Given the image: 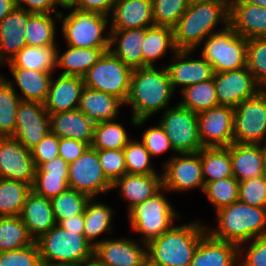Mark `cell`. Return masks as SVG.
Segmentation results:
<instances>
[{
    "label": "cell",
    "mask_w": 266,
    "mask_h": 266,
    "mask_svg": "<svg viewBox=\"0 0 266 266\" xmlns=\"http://www.w3.org/2000/svg\"><path fill=\"white\" fill-rule=\"evenodd\" d=\"M13 88L0 75V137H12L16 126V113L21 99Z\"/></svg>",
    "instance_id": "cell-40"
},
{
    "label": "cell",
    "mask_w": 266,
    "mask_h": 266,
    "mask_svg": "<svg viewBox=\"0 0 266 266\" xmlns=\"http://www.w3.org/2000/svg\"><path fill=\"white\" fill-rule=\"evenodd\" d=\"M26 4V7L24 6ZM16 6L30 13L36 14H54L59 18L61 12H57V6L54 0H16Z\"/></svg>",
    "instance_id": "cell-56"
},
{
    "label": "cell",
    "mask_w": 266,
    "mask_h": 266,
    "mask_svg": "<svg viewBox=\"0 0 266 266\" xmlns=\"http://www.w3.org/2000/svg\"><path fill=\"white\" fill-rule=\"evenodd\" d=\"M68 187L97 198L100 193L112 190V183L105 176L97 155L91 146L77 160L69 163Z\"/></svg>",
    "instance_id": "cell-12"
},
{
    "label": "cell",
    "mask_w": 266,
    "mask_h": 266,
    "mask_svg": "<svg viewBox=\"0 0 266 266\" xmlns=\"http://www.w3.org/2000/svg\"><path fill=\"white\" fill-rule=\"evenodd\" d=\"M114 3L115 0H77L73 8L81 11L101 13L110 17Z\"/></svg>",
    "instance_id": "cell-58"
},
{
    "label": "cell",
    "mask_w": 266,
    "mask_h": 266,
    "mask_svg": "<svg viewBox=\"0 0 266 266\" xmlns=\"http://www.w3.org/2000/svg\"><path fill=\"white\" fill-rule=\"evenodd\" d=\"M164 190L162 187L152 197L128 211L131 228L142 234L141 241L146 244L169 230L174 225V219L180 218L163 194Z\"/></svg>",
    "instance_id": "cell-6"
},
{
    "label": "cell",
    "mask_w": 266,
    "mask_h": 266,
    "mask_svg": "<svg viewBox=\"0 0 266 266\" xmlns=\"http://www.w3.org/2000/svg\"><path fill=\"white\" fill-rule=\"evenodd\" d=\"M90 147L89 144L71 138H59V157L67 163L77 160Z\"/></svg>",
    "instance_id": "cell-55"
},
{
    "label": "cell",
    "mask_w": 266,
    "mask_h": 266,
    "mask_svg": "<svg viewBox=\"0 0 266 266\" xmlns=\"http://www.w3.org/2000/svg\"><path fill=\"white\" fill-rule=\"evenodd\" d=\"M233 176L240 182L264 174L262 155L258 144L232 143L229 146Z\"/></svg>",
    "instance_id": "cell-30"
},
{
    "label": "cell",
    "mask_w": 266,
    "mask_h": 266,
    "mask_svg": "<svg viewBox=\"0 0 266 266\" xmlns=\"http://www.w3.org/2000/svg\"><path fill=\"white\" fill-rule=\"evenodd\" d=\"M258 145H259V149H260V152L262 155L264 174L266 175V144H264V146H263L262 142H259ZM261 145H262V147H261Z\"/></svg>",
    "instance_id": "cell-63"
},
{
    "label": "cell",
    "mask_w": 266,
    "mask_h": 266,
    "mask_svg": "<svg viewBox=\"0 0 266 266\" xmlns=\"http://www.w3.org/2000/svg\"><path fill=\"white\" fill-rule=\"evenodd\" d=\"M240 2L266 7V0H239Z\"/></svg>",
    "instance_id": "cell-65"
},
{
    "label": "cell",
    "mask_w": 266,
    "mask_h": 266,
    "mask_svg": "<svg viewBox=\"0 0 266 266\" xmlns=\"http://www.w3.org/2000/svg\"><path fill=\"white\" fill-rule=\"evenodd\" d=\"M109 30L154 26L152 0H115Z\"/></svg>",
    "instance_id": "cell-22"
},
{
    "label": "cell",
    "mask_w": 266,
    "mask_h": 266,
    "mask_svg": "<svg viewBox=\"0 0 266 266\" xmlns=\"http://www.w3.org/2000/svg\"><path fill=\"white\" fill-rule=\"evenodd\" d=\"M34 242L19 216L0 217V252L25 248Z\"/></svg>",
    "instance_id": "cell-39"
},
{
    "label": "cell",
    "mask_w": 266,
    "mask_h": 266,
    "mask_svg": "<svg viewBox=\"0 0 266 266\" xmlns=\"http://www.w3.org/2000/svg\"><path fill=\"white\" fill-rule=\"evenodd\" d=\"M201 56L214 72H227L246 67L248 40L238 35L229 25L205 39Z\"/></svg>",
    "instance_id": "cell-8"
},
{
    "label": "cell",
    "mask_w": 266,
    "mask_h": 266,
    "mask_svg": "<svg viewBox=\"0 0 266 266\" xmlns=\"http://www.w3.org/2000/svg\"><path fill=\"white\" fill-rule=\"evenodd\" d=\"M192 52L177 50L173 55L174 63L165 66L174 92L178 87H183L182 90L195 83L213 78L212 65L202 56L198 59L188 58Z\"/></svg>",
    "instance_id": "cell-19"
},
{
    "label": "cell",
    "mask_w": 266,
    "mask_h": 266,
    "mask_svg": "<svg viewBox=\"0 0 266 266\" xmlns=\"http://www.w3.org/2000/svg\"><path fill=\"white\" fill-rule=\"evenodd\" d=\"M203 147H228L233 143L234 108L218 105L197 113Z\"/></svg>",
    "instance_id": "cell-15"
},
{
    "label": "cell",
    "mask_w": 266,
    "mask_h": 266,
    "mask_svg": "<svg viewBox=\"0 0 266 266\" xmlns=\"http://www.w3.org/2000/svg\"><path fill=\"white\" fill-rule=\"evenodd\" d=\"M229 26L247 40L266 37V7L229 0Z\"/></svg>",
    "instance_id": "cell-20"
},
{
    "label": "cell",
    "mask_w": 266,
    "mask_h": 266,
    "mask_svg": "<svg viewBox=\"0 0 266 266\" xmlns=\"http://www.w3.org/2000/svg\"><path fill=\"white\" fill-rule=\"evenodd\" d=\"M112 121L96 123L94 127V137L91 144L97 150H123L130 141L125 128Z\"/></svg>",
    "instance_id": "cell-42"
},
{
    "label": "cell",
    "mask_w": 266,
    "mask_h": 266,
    "mask_svg": "<svg viewBox=\"0 0 266 266\" xmlns=\"http://www.w3.org/2000/svg\"><path fill=\"white\" fill-rule=\"evenodd\" d=\"M83 78L60 74L57 79L51 78L44 108L49 114L76 110L82 90Z\"/></svg>",
    "instance_id": "cell-21"
},
{
    "label": "cell",
    "mask_w": 266,
    "mask_h": 266,
    "mask_svg": "<svg viewBox=\"0 0 266 266\" xmlns=\"http://www.w3.org/2000/svg\"><path fill=\"white\" fill-rule=\"evenodd\" d=\"M181 94L182 101L178 104L196 114L219 105L213 78L188 86Z\"/></svg>",
    "instance_id": "cell-37"
},
{
    "label": "cell",
    "mask_w": 266,
    "mask_h": 266,
    "mask_svg": "<svg viewBox=\"0 0 266 266\" xmlns=\"http://www.w3.org/2000/svg\"><path fill=\"white\" fill-rule=\"evenodd\" d=\"M58 225L68 231L77 232L84 235V214L69 217L61 220Z\"/></svg>",
    "instance_id": "cell-59"
},
{
    "label": "cell",
    "mask_w": 266,
    "mask_h": 266,
    "mask_svg": "<svg viewBox=\"0 0 266 266\" xmlns=\"http://www.w3.org/2000/svg\"><path fill=\"white\" fill-rule=\"evenodd\" d=\"M57 45L24 46L7 62L10 68H24L53 73L56 67Z\"/></svg>",
    "instance_id": "cell-32"
},
{
    "label": "cell",
    "mask_w": 266,
    "mask_h": 266,
    "mask_svg": "<svg viewBox=\"0 0 266 266\" xmlns=\"http://www.w3.org/2000/svg\"><path fill=\"white\" fill-rule=\"evenodd\" d=\"M32 160L35 168L40 164L59 157V138L49 132L32 150Z\"/></svg>",
    "instance_id": "cell-53"
},
{
    "label": "cell",
    "mask_w": 266,
    "mask_h": 266,
    "mask_svg": "<svg viewBox=\"0 0 266 266\" xmlns=\"http://www.w3.org/2000/svg\"><path fill=\"white\" fill-rule=\"evenodd\" d=\"M35 169L31 150L13 137H0V178L18 180L32 186Z\"/></svg>",
    "instance_id": "cell-17"
},
{
    "label": "cell",
    "mask_w": 266,
    "mask_h": 266,
    "mask_svg": "<svg viewBox=\"0 0 266 266\" xmlns=\"http://www.w3.org/2000/svg\"><path fill=\"white\" fill-rule=\"evenodd\" d=\"M10 71L16 84H14L13 80L11 81L5 77L4 79L13 88L15 85H18L21 92V95L18 93V96L22 101L44 103L48 94L52 73L24 68H10Z\"/></svg>",
    "instance_id": "cell-31"
},
{
    "label": "cell",
    "mask_w": 266,
    "mask_h": 266,
    "mask_svg": "<svg viewBox=\"0 0 266 266\" xmlns=\"http://www.w3.org/2000/svg\"><path fill=\"white\" fill-rule=\"evenodd\" d=\"M114 188H120L121 196L129 203V211L162 188V175L126 173L112 184V190Z\"/></svg>",
    "instance_id": "cell-28"
},
{
    "label": "cell",
    "mask_w": 266,
    "mask_h": 266,
    "mask_svg": "<svg viewBox=\"0 0 266 266\" xmlns=\"http://www.w3.org/2000/svg\"><path fill=\"white\" fill-rule=\"evenodd\" d=\"M71 12L64 17L59 14L62 21V31L67 46L76 48H109V32L103 33L108 26L110 18L96 12L81 11L71 8Z\"/></svg>",
    "instance_id": "cell-7"
},
{
    "label": "cell",
    "mask_w": 266,
    "mask_h": 266,
    "mask_svg": "<svg viewBox=\"0 0 266 266\" xmlns=\"http://www.w3.org/2000/svg\"><path fill=\"white\" fill-rule=\"evenodd\" d=\"M199 155L205 184L233 176L229 146L203 147Z\"/></svg>",
    "instance_id": "cell-36"
},
{
    "label": "cell",
    "mask_w": 266,
    "mask_h": 266,
    "mask_svg": "<svg viewBox=\"0 0 266 266\" xmlns=\"http://www.w3.org/2000/svg\"><path fill=\"white\" fill-rule=\"evenodd\" d=\"M213 0H189V3H198V2H210Z\"/></svg>",
    "instance_id": "cell-66"
},
{
    "label": "cell",
    "mask_w": 266,
    "mask_h": 266,
    "mask_svg": "<svg viewBox=\"0 0 266 266\" xmlns=\"http://www.w3.org/2000/svg\"><path fill=\"white\" fill-rule=\"evenodd\" d=\"M97 155L105 176L112 184L127 173L123 150H97Z\"/></svg>",
    "instance_id": "cell-50"
},
{
    "label": "cell",
    "mask_w": 266,
    "mask_h": 266,
    "mask_svg": "<svg viewBox=\"0 0 266 266\" xmlns=\"http://www.w3.org/2000/svg\"><path fill=\"white\" fill-rule=\"evenodd\" d=\"M131 73L130 67L106 51L82 78L85 87L116 96L125 102L129 95Z\"/></svg>",
    "instance_id": "cell-9"
},
{
    "label": "cell",
    "mask_w": 266,
    "mask_h": 266,
    "mask_svg": "<svg viewBox=\"0 0 266 266\" xmlns=\"http://www.w3.org/2000/svg\"><path fill=\"white\" fill-rule=\"evenodd\" d=\"M179 155L164 161L165 167H163L164 171L161 174L162 187L170 192L188 191L195 187H199L203 191L205 181L199 151L179 153Z\"/></svg>",
    "instance_id": "cell-13"
},
{
    "label": "cell",
    "mask_w": 266,
    "mask_h": 266,
    "mask_svg": "<svg viewBox=\"0 0 266 266\" xmlns=\"http://www.w3.org/2000/svg\"><path fill=\"white\" fill-rule=\"evenodd\" d=\"M207 233L201 221L172 226L149 241L147 256L160 266H190L199 240Z\"/></svg>",
    "instance_id": "cell-4"
},
{
    "label": "cell",
    "mask_w": 266,
    "mask_h": 266,
    "mask_svg": "<svg viewBox=\"0 0 266 266\" xmlns=\"http://www.w3.org/2000/svg\"><path fill=\"white\" fill-rule=\"evenodd\" d=\"M56 21L51 14L32 13L25 27L27 46L56 45Z\"/></svg>",
    "instance_id": "cell-41"
},
{
    "label": "cell",
    "mask_w": 266,
    "mask_h": 266,
    "mask_svg": "<svg viewBox=\"0 0 266 266\" xmlns=\"http://www.w3.org/2000/svg\"><path fill=\"white\" fill-rule=\"evenodd\" d=\"M213 81L218 104L232 108L243 100L254 97L262 90L247 67L227 72H214Z\"/></svg>",
    "instance_id": "cell-16"
},
{
    "label": "cell",
    "mask_w": 266,
    "mask_h": 266,
    "mask_svg": "<svg viewBox=\"0 0 266 266\" xmlns=\"http://www.w3.org/2000/svg\"><path fill=\"white\" fill-rule=\"evenodd\" d=\"M114 210L108 205L98 203L96 198H90L84 210V236L94 247L99 235L112 231L111 220Z\"/></svg>",
    "instance_id": "cell-35"
},
{
    "label": "cell",
    "mask_w": 266,
    "mask_h": 266,
    "mask_svg": "<svg viewBox=\"0 0 266 266\" xmlns=\"http://www.w3.org/2000/svg\"><path fill=\"white\" fill-rule=\"evenodd\" d=\"M246 67L256 83L266 89V37L248 40Z\"/></svg>",
    "instance_id": "cell-45"
},
{
    "label": "cell",
    "mask_w": 266,
    "mask_h": 266,
    "mask_svg": "<svg viewBox=\"0 0 266 266\" xmlns=\"http://www.w3.org/2000/svg\"><path fill=\"white\" fill-rule=\"evenodd\" d=\"M68 49L60 55L57 48L56 67H61L60 74L83 77L109 48H76Z\"/></svg>",
    "instance_id": "cell-33"
},
{
    "label": "cell",
    "mask_w": 266,
    "mask_h": 266,
    "mask_svg": "<svg viewBox=\"0 0 266 266\" xmlns=\"http://www.w3.org/2000/svg\"><path fill=\"white\" fill-rule=\"evenodd\" d=\"M238 200L253 207L266 208V175L240 181Z\"/></svg>",
    "instance_id": "cell-48"
},
{
    "label": "cell",
    "mask_w": 266,
    "mask_h": 266,
    "mask_svg": "<svg viewBox=\"0 0 266 266\" xmlns=\"http://www.w3.org/2000/svg\"><path fill=\"white\" fill-rule=\"evenodd\" d=\"M168 136L176 154L194 153L203 146L199 138L197 114L176 104L163 113L158 123Z\"/></svg>",
    "instance_id": "cell-11"
},
{
    "label": "cell",
    "mask_w": 266,
    "mask_h": 266,
    "mask_svg": "<svg viewBox=\"0 0 266 266\" xmlns=\"http://www.w3.org/2000/svg\"><path fill=\"white\" fill-rule=\"evenodd\" d=\"M50 132L49 113L41 102L20 101L12 136L32 150Z\"/></svg>",
    "instance_id": "cell-14"
},
{
    "label": "cell",
    "mask_w": 266,
    "mask_h": 266,
    "mask_svg": "<svg viewBox=\"0 0 266 266\" xmlns=\"http://www.w3.org/2000/svg\"><path fill=\"white\" fill-rule=\"evenodd\" d=\"M120 106L125 105L118 97L84 86L77 109L96 124L115 120Z\"/></svg>",
    "instance_id": "cell-29"
},
{
    "label": "cell",
    "mask_w": 266,
    "mask_h": 266,
    "mask_svg": "<svg viewBox=\"0 0 266 266\" xmlns=\"http://www.w3.org/2000/svg\"><path fill=\"white\" fill-rule=\"evenodd\" d=\"M35 243L42 265L76 266L93 257L94 247L84 235L68 231L58 224L41 235Z\"/></svg>",
    "instance_id": "cell-5"
},
{
    "label": "cell",
    "mask_w": 266,
    "mask_h": 266,
    "mask_svg": "<svg viewBox=\"0 0 266 266\" xmlns=\"http://www.w3.org/2000/svg\"><path fill=\"white\" fill-rule=\"evenodd\" d=\"M216 215L218 225L211 229L206 227L207 233L214 239L238 245L239 253L243 252L245 242L266 233V208L237 200L216 211Z\"/></svg>",
    "instance_id": "cell-3"
},
{
    "label": "cell",
    "mask_w": 266,
    "mask_h": 266,
    "mask_svg": "<svg viewBox=\"0 0 266 266\" xmlns=\"http://www.w3.org/2000/svg\"><path fill=\"white\" fill-rule=\"evenodd\" d=\"M31 14L16 7L0 21V58L5 64L26 46L24 32Z\"/></svg>",
    "instance_id": "cell-24"
},
{
    "label": "cell",
    "mask_w": 266,
    "mask_h": 266,
    "mask_svg": "<svg viewBox=\"0 0 266 266\" xmlns=\"http://www.w3.org/2000/svg\"><path fill=\"white\" fill-rule=\"evenodd\" d=\"M141 142L144 144L151 157L166 153L169 149H172V151L176 153L173 150L164 129L159 124L157 126L147 128L142 135Z\"/></svg>",
    "instance_id": "cell-51"
},
{
    "label": "cell",
    "mask_w": 266,
    "mask_h": 266,
    "mask_svg": "<svg viewBox=\"0 0 266 266\" xmlns=\"http://www.w3.org/2000/svg\"><path fill=\"white\" fill-rule=\"evenodd\" d=\"M145 33L146 28L109 30V51L132 70L142 68Z\"/></svg>",
    "instance_id": "cell-25"
},
{
    "label": "cell",
    "mask_w": 266,
    "mask_h": 266,
    "mask_svg": "<svg viewBox=\"0 0 266 266\" xmlns=\"http://www.w3.org/2000/svg\"><path fill=\"white\" fill-rule=\"evenodd\" d=\"M239 246L206 233L198 243L190 266H239Z\"/></svg>",
    "instance_id": "cell-23"
},
{
    "label": "cell",
    "mask_w": 266,
    "mask_h": 266,
    "mask_svg": "<svg viewBox=\"0 0 266 266\" xmlns=\"http://www.w3.org/2000/svg\"><path fill=\"white\" fill-rule=\"evenodd\" d=\"M90 197L73 188H67L62 193L50 199L54 218L58 224L61 220L84 214Z\"/></svg>",
    "instance_id": "cell-43"
},
{
    "label": "cell",
    "mask_w": 266,
    "mask_h": 266,
    "mask_svg": "<svg viewBox=\"0 0 266 266\" xmlns=\"http://www.w3.org/2000/svg\"><path fill=\"white\" fill-rule=\"evenodd\" d=\"M30 191L25 182L0 178V217L19 216Z\"/></svg>",
    "instance_id": "cell-38"
},
{
    "label": "cell",
    "mask_w": 266,
    "mask_h": 266,
    "mask_svg": "<svg viewBox=\"0 0 266 266\" xmlns=\"http://www.w3.org/2000/svg\"><path fill=\"white\" fill-rule=\"evenodd\" d=\"M173 92L166 68L146 66L132 70L129 95L124 102L133 108L132 125L140 126L154 113L166 110Z\"/></svg>",
    "instance_id": "cell-1"
},
{
    "label": "cell",
    "mask_w": 266,
    "mask_h": 266,
    "mask_svg": "<svg viewBox=\"0 0 266 266\" xmlns=\"http://www.w3.org/2000/svg\"><path fill=\"white\" fill-rule=\"evenodd\" d=\"M229 25V0L189 3L185 13L173 27L177 50L194 51L205 39L216 33L218 23Z\"/></svg>",
    "instance_id": "cell-2"
},
{
    "label": "cell",
    "mask_w": 266,
    "mask_h": 266,
    "mask_svg": "<svg viewBox=\"0 0 266 266\" xmlns=\"http://www.w3.org/2000/svg\"><path fill=\"white\" fill-rule=\"evenodd\" d=\"M189 0H152L154 25L174 27L188 8Z\"/></svg>",
    "instance_id": "cell-47"
},
{
    "label": "cell",
    "mask_w": 266,
    "mask_h": 266,
    "mask_svg": "<svg viewBox=\"0 0 266 266\" xmlns=\"http://www.w3.org/2000/svg\"><path fill=\"white\" fill-rule=\"evenodd\" d=\"M42 266H65V265H42Z\"/></svg>",
    "instance_id": "cell-68"
},
{
    "label": "cell",
    "mask_w": 266,
    "mask_h": 266,
    "mask_svg": "<svg viewBox=\"0 0 266 266\" xmlns=\"http://www.w3.org/2000/svg\"><path fill=\"white\" fill-rule=\"evenodd\" d=\"M129 174H158L151 165V155L141 141L130 140L123 148Z\"/></svg>",
    "instance_id": "cell-46"
},
{
    "label": "cell",
    "mask_w": 266,
    "mask_h": 266,
    "mask_svg": "<svg viewBox=\"0 0 266 266\" xmlns=\"http://www.w3.org/2000/svg\"><path fill=\"white\" fill-rule=\"evenodd\" d=\"M174 54L177 48L174 43V30L169 26L154 25L146 28L142 44L143 67L155 66L154 61L166 56L167 49Z\"/></svg>",
    "instance_id": "cell-34"
},
{
    "label": "cell",
    "mask_w": 266,
    "mask_h": 266,
    "mask_svg": "<svg viewBox=\"0 0 266 266\" xmlns=\"http://www.w3.org/2000/svg\"><path fill=\"white\" fill-rule=\"evenodd\" d=\"M76 266H103L94 256L86 260L80 264H77Z\"/></svg>",
    "instance_id": "cell-62"
},
{
    "label": "cell",
    "mask_w": 266,
    "mask_h": 266,
    "mask_svg": "<svg viewBox=\"0 0 266 266\" xmlns=\"http://www.w3.org/2000/svg\"><path fill=\"white\" fill-rule=\"evenodd\" d=\"M140 266H160L157 262L153 261L149 256H146Z\"/></svg>",
    "instance_id": "cell-64"
},
{
    "label": "cell",
    "mask_w": 266,
    "mask_h": 266,
    "mask_svg": "<svg viewBox=\"0 0 266 266\" xmlns=\"http://www.w3.org/2000/svg\"><path fill=\"white\" fill-rule=\"evenodd\" d=\"M251 241L253 242H251L248 249L245 250L246 252H244L245 256L242 253L244 258L239 253L238 261H241V265L239 263V266H266V233Z\"/></svg>",
    "instance_id": "cell-54"
},
{
    "label": "cell",
    "mask_w": 266,
    "mask_h": 266,
    "mask_svg": "<svg viewBox=\"0 0 266 266\" xmlns=\"http://www.w3.org/2000/svg\"><path fill=\"white\" fill-rule=\"evenodd\" d=\"M266 138V89L234 108L233 142L258 144Z\"/></svg>",
    "instance_id": "cell-10"
},
{
    "label": "cell",
    "mask_w": 266,
    "mask_h": 266,
    "mask_svg": "<svg viewBox=\"0 0 266 266\" xmlns=\"http://www.w3.org/2000/svg\"><path fill=\"white\" fill-rule=\"evenodd\" d=\"M238 190L239 181L232 176L206 183L203 192L218 211L238 200Z\"/></svg>",
    "instance_id": "cell-44"
},
{
    "label": "cell",
    "mask_w": 266,
    "mask_h": 266,
    "mask_svg": "<svg viewBox=\"0 0 266 266\" xmlns=\"http://www.w3.org/2000/svg\"><path fill=\"white\" fill-rule=\"evenodd\" d=\"M50 132L58 138H71L91 146L95 123L80 110L49 114Z\"/></svg>",
    "instance_id": "cell-26"
},
{
    "label": "cell",
    "mask_w": 266,
    "mask_h": 266,
    "mask_svg": "<svg viewBox=\"0 0 266 266\" xmlns=\"http://www.w3.org/2000/svg\"><path fill=\"white\" fill-rule=\"evenodd\" d=\"M69 163L62 157L54 158L53 160L40 164L35 169V174H47V177L68 178Z\"/></svg>",
    "instance_id": "cell-57"
},
{
    "label": "cell",
    "mask_w": 266,
    "mask_h": 266,
    "mask_svg": "<svg viewBox=\"0 0 266 266\" xmlns=\"http://www.w3.org/2000/svg\"><path fill=\"white\" fill-rule=\"evenodd\" d=\"M19 217L34 241L57 224L50 199L37 195L32 190L26 197Z\"/></svg>",
    "instance_id": "cell-27"
},
{
    "label": "cell",
    "mask_w": 266,
    "mask_h": 266,
    "mask_svg": "<svg viewBox=\"0 0 266 266\" xmlns=\"http://www.w3.org/2000/svg\"><path fill=\"white\" fill-rule=\"evenodd\" d=\"M55 5H60L65 9H71L76 4L77 0H54Z\"/></svg>",
    "instance_id": "cell-61"
},
{
    "label": "cell",
    "mask_w": 266,
    "mask_h": 266,
    "mask_svg": "<svg viewBox=\"0 0 266 266\" xmlns=\"http://www.w3.org/2000/svg\"><path fill=\"white\" fill-rule=\"evenodd\" d=\"M0 266H42L36 243L25 248L0 252Z\"/></svg>",
    "instance_id": "cell-49"
},
{
    "label": "cell",
    "mask_w": 266,
    "mask_h": 266,
    "mask_svg": "<svg viewBox=\"0 0 266 266\" xmlns=\"http://www.w3.org/2000/svg\"><path fill=\"white\" fill-rule=\"evenodd\" d=\"M93 256L103 266H140L147 256V245L126 237L98 240Z\"/></svg>",
    "instance_id": "cell-18"
},
{
    "label": "cell",
    "mask_w": 266,
    "mask_h": 266,
    "mask_svg": "<svg viewBox=\"0 0 266 266\" xmlns=\"http://www.w3.org/2000/svg\"><path fill=\"white\" fill-rule=\"evenodd\" d=\"M16 0H0V21L16 8Z\"/></svg>",
    "instance_id": "cell-60"
},
{
    "label": "cell",
    "mask_w": 266,
    "mask_h": 266,
    "mask_svg": "<svg viewBox=\"0 0 266 266\" xmlns=\"http://www.w3.org/2000/svg\"><path fill=\"white\" fill-rule=\"evenodd\" d=\"M68 188V178L47 177V174H35L31 190L37 195L51 199Z\"/></svg>",
    "instance_id": "cell-52"
},
{
    "label": "cell",
    "mask_w": 266,
    "mask_h": 266,
    "mask_svg": "<svg viewBox=\"0 0 266 266\" xmlns=\"http://www.w3.org/2000/svg\"><path fill=\"white\" fill-rule=\"evenodd\" d=\"M0 65L6 66L5 62L0 58Z\"/></svg>",
    "instance_id": "cell-67"
}]
</instances>
